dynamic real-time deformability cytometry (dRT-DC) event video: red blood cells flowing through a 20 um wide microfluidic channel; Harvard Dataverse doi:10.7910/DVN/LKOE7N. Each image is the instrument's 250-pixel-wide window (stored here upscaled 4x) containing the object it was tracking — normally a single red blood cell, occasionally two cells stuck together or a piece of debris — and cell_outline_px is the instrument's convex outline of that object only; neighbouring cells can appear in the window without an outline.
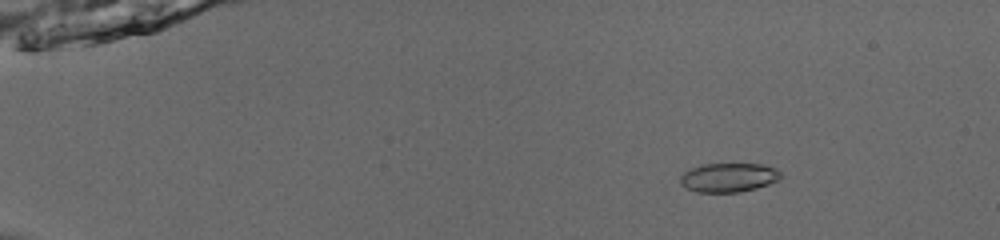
{"species": "common noctule bat (a hibernating species)", "species_latin": "Nyctalus noctula", "temperature_condition": "room temperature", "stored_images_in_passage": 47, "camera_frame_rate_fps": 3000, "um_per_image_px": 0.085, "animal": {"sex": "male", "body_mass_g": 13.0, "forearm_length_mm": 53.1}, "frame": {"image": 1, "passage_image": 2, "time_ms": 0.333, "image_size_px": [1000, 240], "cell_outline_px": [[780, 180], [756, 188], [740, 192], [696, 192], [680, 184], [680, 176], [684, 172], [700, 164], [760, 164], [776, 168], [780, 172]], "centroid_in_image_um": [61.93, 15.09], "position_along_channel_um": 23.1, "area_um2": 16.99}}
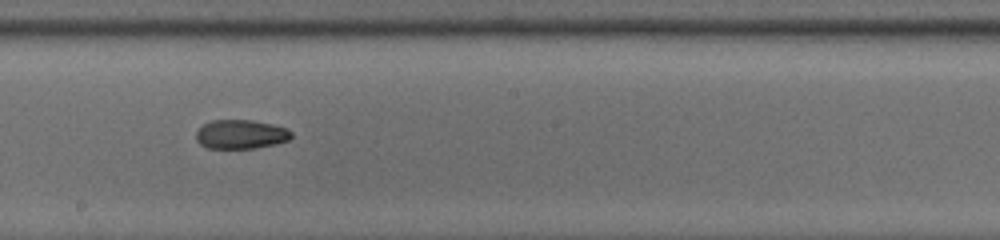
{"frame": {"image": 2, "passage_image": 26, "time_ms": 8.333, "image_size_px": [1000, 240], "cell_outline_px": [[292, 136], [288, 140], [276, 144], [256, 148], [208, 148], [200, 144], [196, 140], [196, 132], [204, 124], [212, 120], [252, 120], [272, 124], [288, 128], [292, 132]], "centroid_in_image_um": [20.49, 11.41], "position_along_channel_um": 227.7, "area_um2": 16.18}}
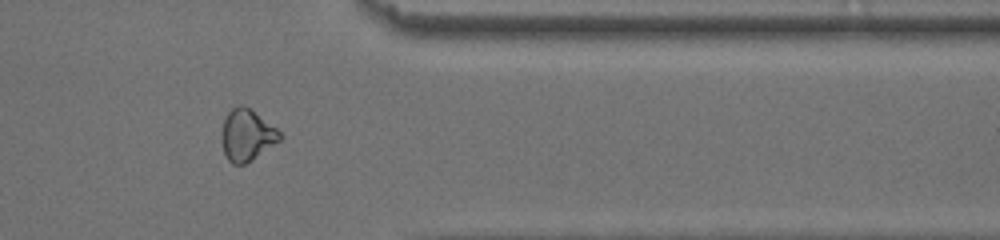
{"frame": {"image": 3, "passage_image": 39, "time_ms": 12.667, "image_size_px": [1000, 240], "cell_outline_px": [[284, 136], [280, 140], [252, 160], [244, 164], [232, 164], [228, 160], [224, 152], [220, 136], [220, 132], [224, 120], [228, 112], [232, 108], [240, 104], [248, 108], [276, 128]], "centroid_in_image_um": [20.95, 11.5], "position_along_channel_um": 390.4, "area_um2": 17.34}, "authors_computed_cell_mechanics": {"area_um2": 17.2244, "velocity_mm_per_s": 3.8862, "shape_relaxation_time_tau1_ms": null, "shape_relaxation_time_tau2_ms": 4.2773, "deformation_change_tau1": null, "deformation_change_tau2": 0.103}}